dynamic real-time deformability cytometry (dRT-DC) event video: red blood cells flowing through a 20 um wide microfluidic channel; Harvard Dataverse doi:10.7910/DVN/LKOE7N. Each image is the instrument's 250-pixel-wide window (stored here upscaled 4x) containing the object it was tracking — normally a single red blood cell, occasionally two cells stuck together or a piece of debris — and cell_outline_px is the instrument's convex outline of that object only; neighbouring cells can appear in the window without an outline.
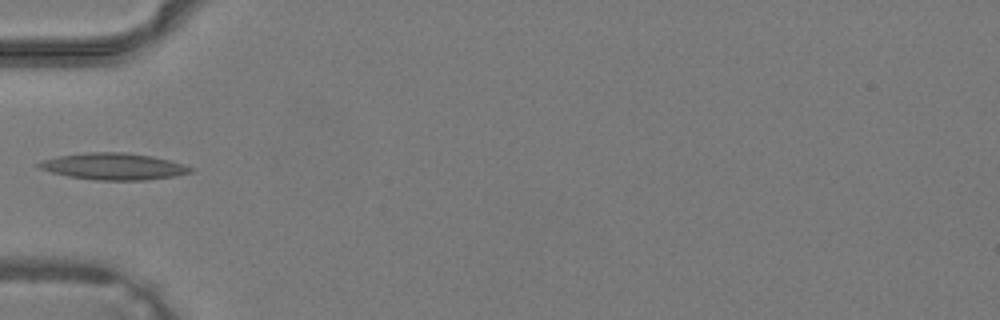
{"species": "common noctule bat (a hibernating species)", "species_latin": "Nyctalus noctula", "temperature_condition": "warm", "stored_images_in_passage": 27, "camera_frame_rate_fps": 3000, "um_per_image_px": 0.085, "animal": {"sex": "male", "body_mass_g": 19.2, "forearm_length_mm": 51.8}, "frame": {"image": 1, "passage_image": 1, "time_ms": 0.0, "image_size_px": [1000, 320], "cell_outline_px": [[196, 168], [192, 172], [176, 176], [144, 180], [96, 180], [68, 176], [52, 172], [40, 168], [36, 164], [40, 160], [60, 156], [88, 152], [120, 152], [152, 156], [184, 164]], "centroid_in_image_um": [9.68, 14.15], "position_along_channel_um": 75.3, "area_um2": 23.47}}
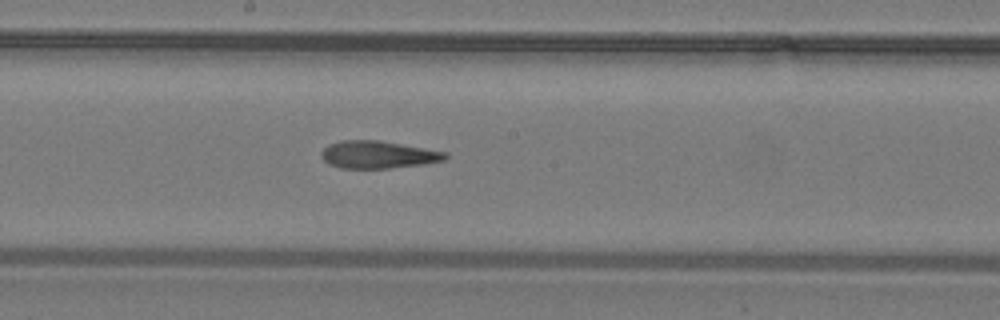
{"frame": {"image": 2, "passage_image": 9, "time_ms": 2.667, "image_size_px": [1000, 320], "cell_outline_px": [[448, 156], [444, 160], [424, 164], [388, 168], [340, 168], [328, 164], [320, 156], [320, 152], [328, 144], [340, 140], [380, 140], [448, 152]], "centroid_in_image_um": [32.11, 13.14], "position_along_channel_um": 216.1, "area_um2": 20.0}}
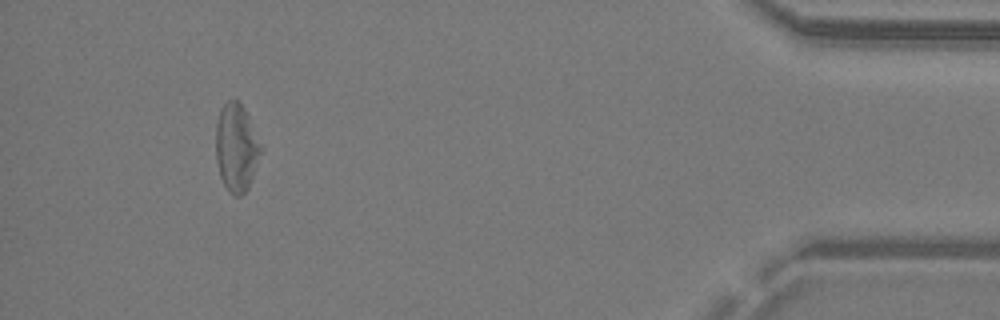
{"frame": {"image": 3, "passage_image": 24, "time_ms": 7.667, "image_size_px": [1000, 320], "cell_outline_px": [[260, 152], [248, 188], [240, 196], [236, 196], [228, 192], [220, 176], [216, 160], [216, 120], [220, 108], [228, 100], [240, 100], [244, 108], [260, 148]], "centroid_in_image_um": [20.03, 12.54], "position_along_channel_um": 415.2, "area_um2": 22.43}}